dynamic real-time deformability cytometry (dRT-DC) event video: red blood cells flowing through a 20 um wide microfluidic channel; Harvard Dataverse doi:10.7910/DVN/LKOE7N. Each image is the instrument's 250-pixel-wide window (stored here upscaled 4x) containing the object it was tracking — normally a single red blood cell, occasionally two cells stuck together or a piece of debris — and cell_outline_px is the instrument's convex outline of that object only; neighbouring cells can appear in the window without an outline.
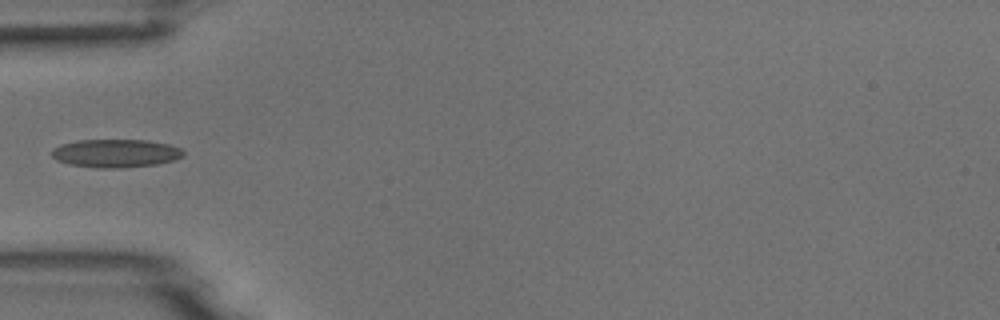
{"species": "common noctule bat (a hibernating species)", "species_latin": "Nyctalus noctula", "temperature_condition": "room temperature", "stored_images_in_passage": 6, "camera_frame_rate_fps": 3000, "um_per_image_px": 0.085, "animal": {"sex": "male", "body_mass_g": 18.8}, "frame": {"image": 1, "passage_image": 5, "time_ms": 4.667, "image_size_px": [1000, 320], "cell_outline_px": [[184, 156], [176, 160], [156, 164], [116, 168], [96, 168], [68, 164], [56, 160], [52, 156], [52, 148], [60, 144], [76, 140], [148, 140], [168, 144], [180, 148], [184, 152]], "centroid_in_image_um": [9.82, 13.02], "position_along_channel_um": 75.2, "area_um2": 21.79}}